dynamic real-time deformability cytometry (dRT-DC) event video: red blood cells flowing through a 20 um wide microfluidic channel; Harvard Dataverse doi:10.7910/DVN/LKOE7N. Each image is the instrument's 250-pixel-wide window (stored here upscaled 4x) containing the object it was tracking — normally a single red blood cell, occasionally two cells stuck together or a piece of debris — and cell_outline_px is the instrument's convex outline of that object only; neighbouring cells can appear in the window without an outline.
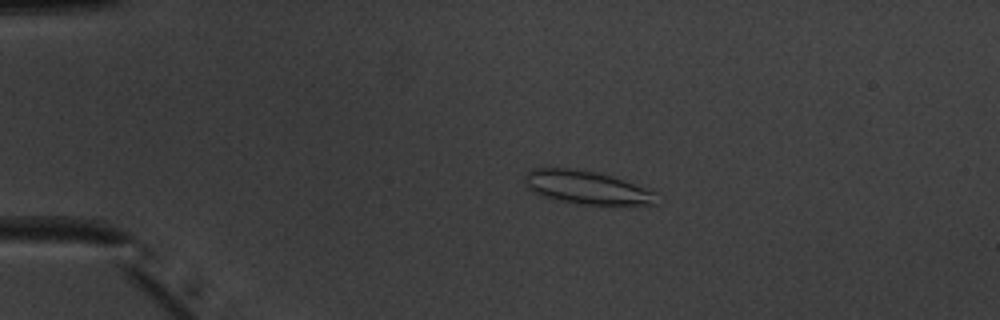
{"species": "common noctule bat (a hibernating species)", "species_latin": "Nyctalus noctula", "temperature_condition": "warm", "stored_images_in_passage": 52, "camera_frame_rate_fps": 3000, "um_per_image_px": 0.085, "animal": {"sex": "male", "body_mass_g": 20.1, "forearm_length_mm": 53.5}, "frame": {"image": 1, "passage_image": 12, "time_ms": 3.667, "image_size_px": [1000, 320], "cell_outline_px": [[660, 204], [576, 204], [552, 200], [540, 196], [532, 192], [524, 184], [524, 176], [532, 168], [572, 168], [612, 176], [656, 192]], "centroid_in_image_um": [49.81, 15.95], "position_along_channel_um": 35.2, "area_um2": 25.66}}
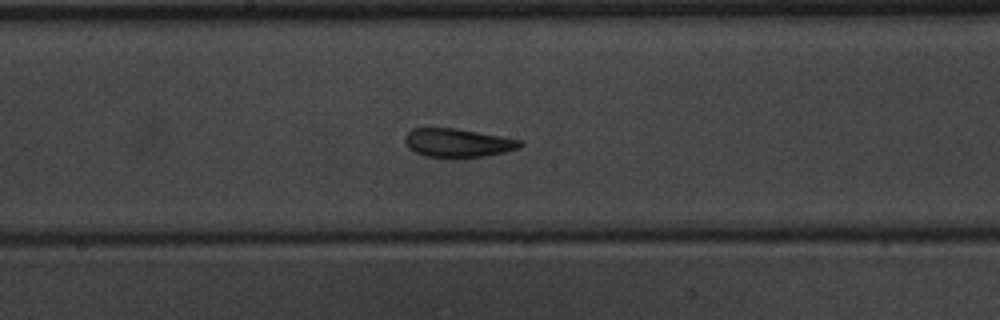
{"frame": {"image": 2, "passage_image": 29, "time_ms": 9.333, "image_size_px": [1000, 320], "cell_outline_px": [[524, 144], [520, 148], [504, 152], [484, 156], [456, 160], [452, 160], [424, 156], [408, 148], [404, 144], [404, 136], [412, 128], [456, 128], [524, 140]], "centroid_in_image_um": [38.9, 12.18], "position_along_channel_um": 209.3, "area_um2": 20.0}}
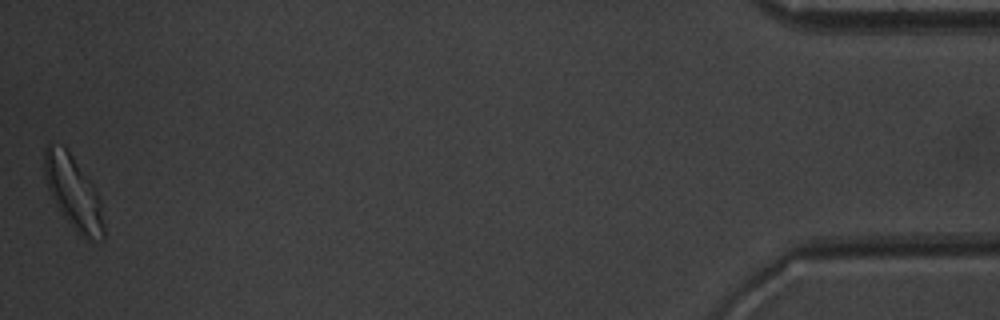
{"frame": {"image": 3, "passage_image": 52, "time_ms": 17.0, "image_size_px": [1000, 320], "cell_outline_px": [[104, 240], [84, 240], [76, 232], [60, 212], [48, 188], [44, 172], [44, 148], [48, 144], [64, 144], [92, 184], [100, 200], [104, 224]], "centroid_in_image_um": [6.24, 16.39], "position_along_channel_um": 429.0, "area_um2": 25.26}, "authors_computed_cell_mechanics": {"area_um2": 21.0392, "velocity_mm_per_s": 3.9681, "shape_relaxation_time_tau1_ms": 7.1819, "shape_relaxation_time_tau2_ms": 1.5915, "deformation_change_tau1": 0.1704, "deformation_change_tau2": 0.0957}}